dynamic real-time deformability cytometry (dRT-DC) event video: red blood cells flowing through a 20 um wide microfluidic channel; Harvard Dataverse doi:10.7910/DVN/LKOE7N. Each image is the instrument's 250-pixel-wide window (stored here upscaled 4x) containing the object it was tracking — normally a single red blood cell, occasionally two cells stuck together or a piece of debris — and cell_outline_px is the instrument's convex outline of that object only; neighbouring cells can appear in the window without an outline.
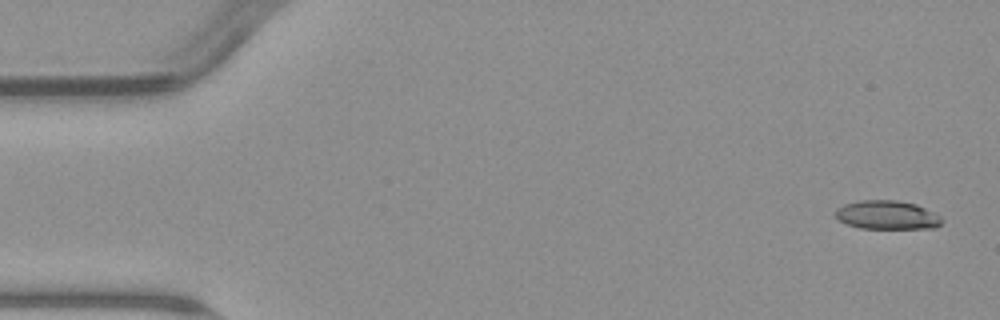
{"species": "common noctule bat (a hibernating species)", "species_latin": "Nyctalus noctula", "temperature_condition": "warm", "stored_images_in_passage": 4, "camera_frame_rate_fps": 3000, "um_per_image_px": 0.085, "animal": {"sex": "male", "body_mass_g": 23.1, "forearm_length_mm": 52.7}, "frame": {"image": 1, "passage_image": 1, "time_ms": 0.0, "image_size_px": [1000, 320], "cell_outline_px": [[944, 220], [936, 228], [860, 228], [836, 220], [832, 212], [836, 208], [844, 204], [860, 200], [896, 200], [916, 204], [940, 216]], "centroid_in_image_um": [75.34, 18.27], "position_along_channel_um": 9.7, "area_um2": 17.98}}